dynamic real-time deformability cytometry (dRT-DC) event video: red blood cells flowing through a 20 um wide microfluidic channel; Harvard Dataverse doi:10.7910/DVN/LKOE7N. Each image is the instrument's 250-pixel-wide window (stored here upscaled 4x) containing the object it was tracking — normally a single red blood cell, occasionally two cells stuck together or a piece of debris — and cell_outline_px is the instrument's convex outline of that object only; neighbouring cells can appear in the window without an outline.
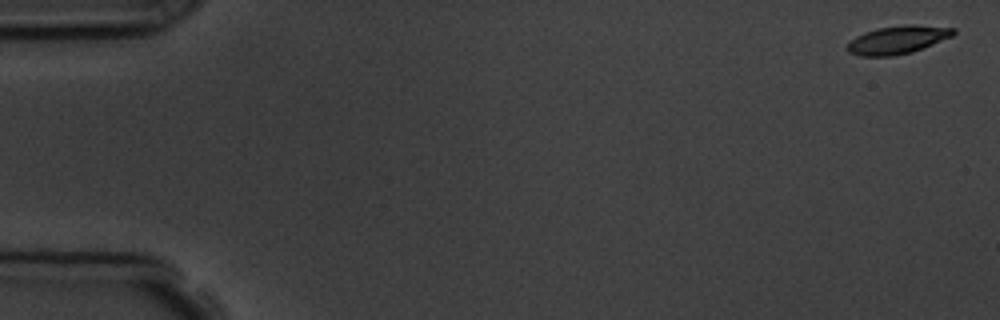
{"species": "common noctule bat (a hibernating species)", "species_latin": "Nyctalus noctula", "temperature_condition": "room temperature", "stored_images_in_passage": 5, "camera_frame_rate_fps": 3000, "um_per_image_px": 0.085, "animal": {"sex": "male", "body_mass_g": 19.5, "forearm_length_mm": 54.6}, "frame": {"image": 1, "passage_image": 1, "time_ms": 0.0, "image_size_px": [1000, 320], "cell_outline_px": [[956, 32], [952, 36], [912, 52], [892, 56], [860, 56], [848, 52], [844, 48], [856, 36], [864, 32], [876, 28], [904, 24], [912, 24], [956, 28]], "centroid_in_image_um": [76.27, 3.38], "position_along_channel_um": 8.7, "area_um2": 17.46}}
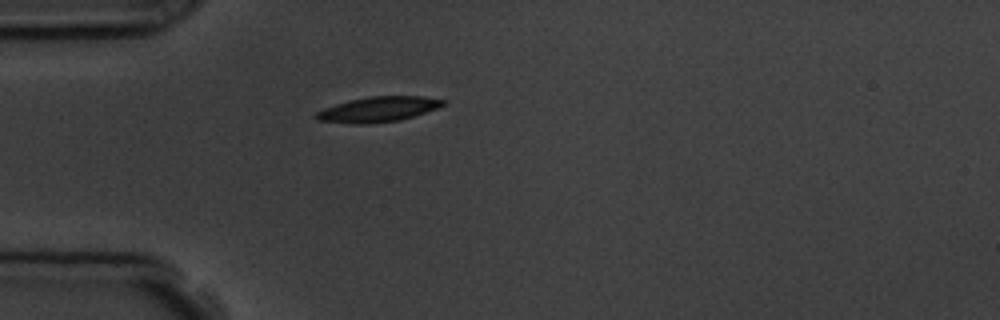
{"frame": {"image": 2, "passage_image": 5, "time_ms": 4.667, "image_size_px": [1000, 320], "cell_outline_px": [[444, 104], [436, 108], [400, 120], [360, 124], [352, 124], [316, 120], [312, 116], [316, 112], [324, 108], [348, 100], [368, 96], [420, 96], [444, 100]], "centroid_in_image_um": [32.05, 9.29], "position_along_channel_um": 53.0, "area_um2": 18.44}}